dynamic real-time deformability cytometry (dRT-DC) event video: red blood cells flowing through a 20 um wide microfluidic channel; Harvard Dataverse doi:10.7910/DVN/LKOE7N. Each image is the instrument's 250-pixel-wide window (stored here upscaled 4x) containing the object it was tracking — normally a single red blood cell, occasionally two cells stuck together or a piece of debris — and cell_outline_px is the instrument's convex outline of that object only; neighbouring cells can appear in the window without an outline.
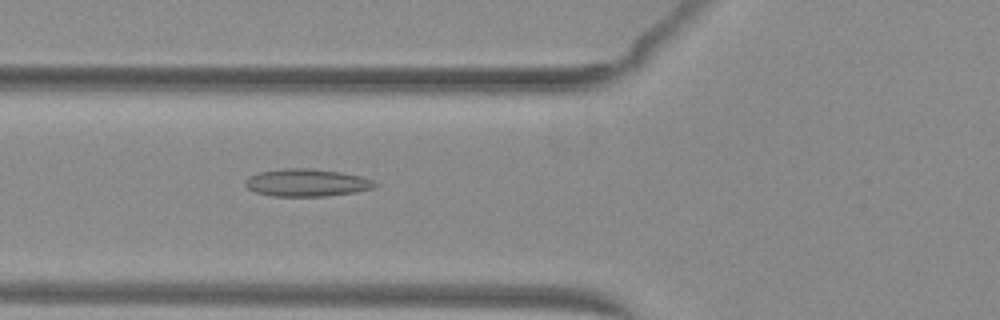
{"species": "common noctule bat (a hibernating species)", "species_latin": "Nyctalus noctula", "temperature_condition": "warm", "stored_images_in_passage": 53, "camera_frame_rate_fps": 3000, "um_per_image_px": 0.085, "animal": {"sex": "female", "body_mass_g": 29.2, "forearm_length_mm": 56.3}, "frame": {"image": 1, "passage_image": 21, "time_ms": 6.667, "image_size_px": [1000, 320], "cell_outline_px": [[380, 184], [372, 188], [356, 192], [324, 196], [272, 196], [256, 192], [248, 188], [244, 184], [244, 180], [248, 176], [260, 172], [284, 168], [312, 168], [340, 172], [360, 176], [372, 180]], "centroid_in_image_um": [26.06, 15.52], "position_along_channel_um": 99.7, "area_um2": 20.81}}
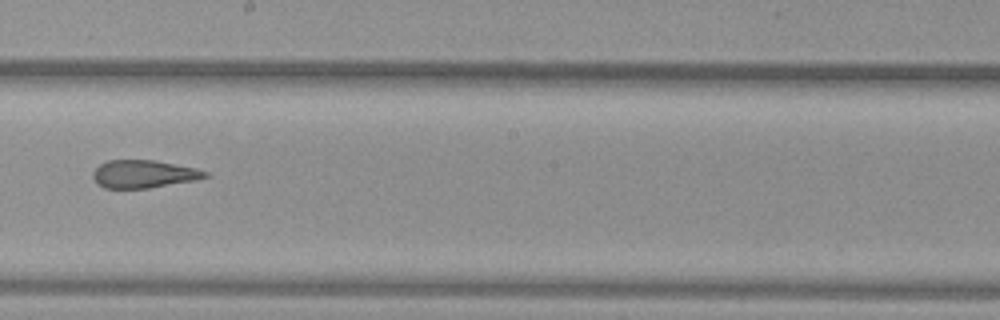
{"frame": {"image": 2, "passage_image": 31, "time_ms": 10.0, "image_size_px": [1000, 320], "cell_outline_px": [[208, 176], [196, 180], [148, 188], [104, 188], [96, 184], [92, 176], [92, 172], [100, 164], [108, 160], [152, 160], [196, 168], [208, 172]], "centroid_in_image_um": [12.18, 14.79], "position_along_channel_um": 236.0, "area_um2": 18.15}}
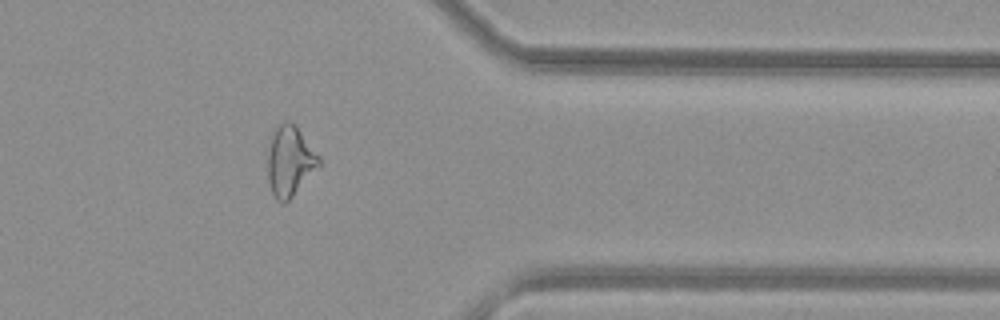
{"frame": {"image": 3, "passage_image": 43, "time_ms": 14.0, "image_size_px": [1000, 320], "cell_outline_px": [[320, 164], [292, 196], [284, 204], [280, 204], [276, 200], [272, 192], [268, 180], [268, 148], [272, 132], [276, 124], [288, 120], [296, 124], [320, 156]], "centroid_in_image_um": [24.62, 13.64], "position_along_channel_um": 386.8, "area_um2": 21.1}}